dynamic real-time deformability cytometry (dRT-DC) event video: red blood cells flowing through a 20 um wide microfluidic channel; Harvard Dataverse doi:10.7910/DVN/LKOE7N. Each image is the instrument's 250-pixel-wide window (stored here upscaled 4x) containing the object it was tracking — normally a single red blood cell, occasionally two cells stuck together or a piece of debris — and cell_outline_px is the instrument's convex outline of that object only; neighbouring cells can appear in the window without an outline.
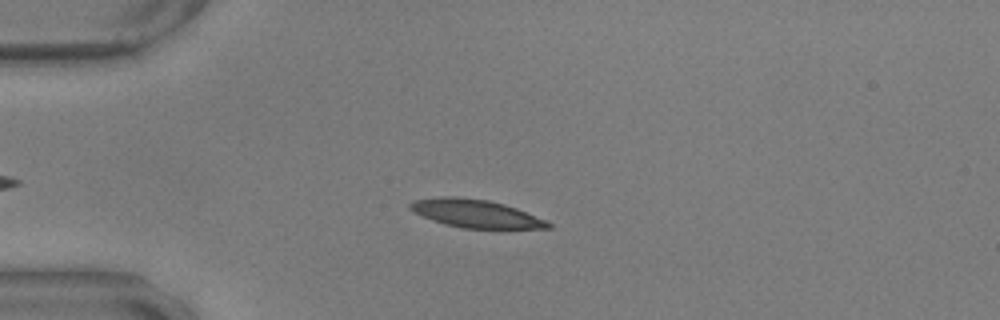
{"species": "common noctule bat (a hibernating species)", "species_latin": "Nyctalus noctula", "temperature_condition": "warm", "stored_images_in_passage": 48, "camera_frame_rate_fps": 3000, "um_per_image_px": 0.085, "animal": {"sex": "male", "body_mass_g": 17.9, "forearm_length_mm": 54.2}, "frame": {"image": 1, "passage_image": 13, "time_ms": 4.0, "image_size_px": [1000, 320], "cell_outline_px": [[552, 228], [464, 228], [444, 224], [432, 220], [408, 208], [408, 204], [416, 200], [440, 196], [456, 196], [488, 200], [504, 204], [516, 208], [544, 220], [552, 224]], "centroid_in_image_um": [40.4, 18.14], "position_along_channel_um": 44.6, "area_um2": 22.2}}
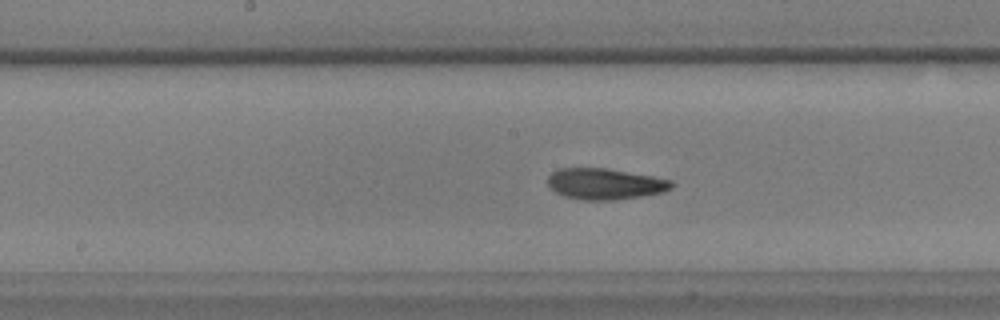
{"frame": {"image": 2, "passage_image": 28, "time_ms": 9.0, "image_size_px": [1000, 320], "cell_outline_px": [[676, 184], [672, 188], [664, 192], [616, 200], [580, 200], [564, 196], [548, 188], [548, 176], [552, 172], [560, 168], [608, 168], [652, 176], [672, 180]], "centroid_in_image_um": [51.43, 15.63], "position_along_channel_um": 196.8, "area_um2": 22.66}}
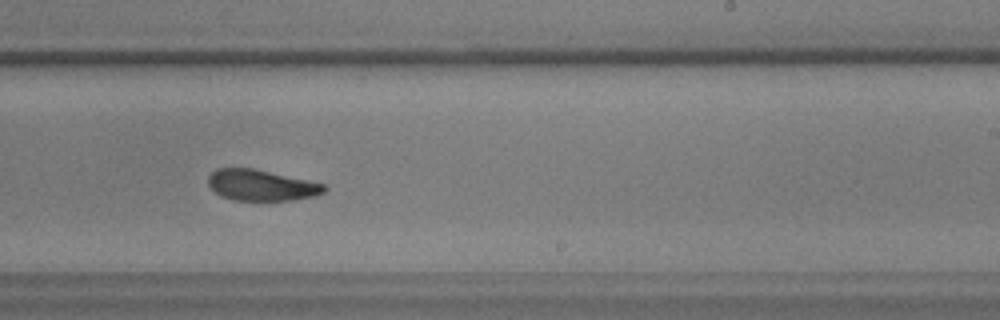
{"frame": {"image": 3, "passage_image": 34, "time_ms": 11.0, "image_size_px": [1000, 320], "cell_outline_px": [[328, 188], [324, 192], [316, 196], [292, 200], [232, 200], [220, 196], [208, 184], [208, 176], [216, 168], [252, 168], [328, 184]], "centroid_in_image_um": [22.25, 15.74], "position_along_channel_um": 266.8, "area_um2": 21.1}, "authors_computed_cell_mechanics": {"area_um2": 22.3108, "velocity_mm_per_s": 3.5087, "shape_relaxation_time_tau1_ms": 6.367, "shape_relaxation_time_tau2_ms": 2.4845, "deformation_change_tau1": 0.1599, "deformation_change_tau2": 0.0784}}